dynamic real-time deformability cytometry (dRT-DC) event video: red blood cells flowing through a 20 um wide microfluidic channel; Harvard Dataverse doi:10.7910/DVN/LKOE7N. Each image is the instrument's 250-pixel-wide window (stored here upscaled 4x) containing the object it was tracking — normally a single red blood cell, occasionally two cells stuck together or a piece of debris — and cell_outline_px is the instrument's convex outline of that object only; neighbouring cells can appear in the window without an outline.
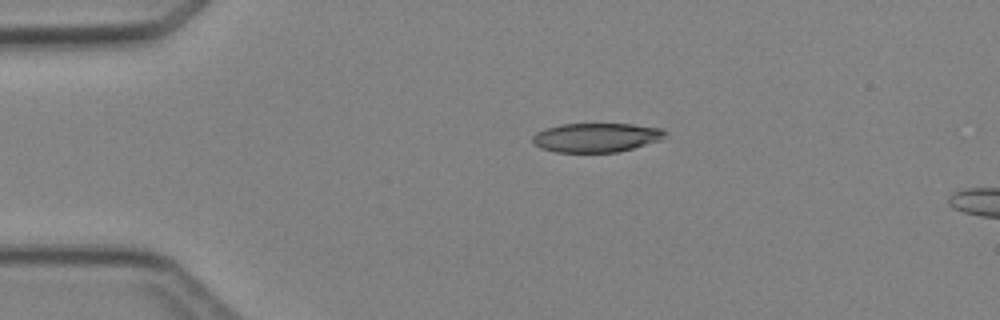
{"species": "Egyptian fruit bat (a non-hibernating species)", "species_latin": "Rousettus aegyptiacus", "temperature_condition": "cold", "stored_images_in_passage": 2, "camera_frame_rate_fps": 3000, "um_per_image_px": 0.085, "animal": {"sex": "female"}, "frame": {"image": 1, "passage_image": 1, "time_ms": 0.0, "image_size_px": [1000, 320], "cell_outline_px": [[668, 132], [660, 140], [620, 152], [556, 152], [540, 148], [532, 144], [532, 136], [536, 132], [544, 128], [560, 124], [632, 124], [664, 128]], "centroid_in_image_um": [50.66, 11.68], "position_along_channel_um": 34.3, "area_um2": 22.77}}